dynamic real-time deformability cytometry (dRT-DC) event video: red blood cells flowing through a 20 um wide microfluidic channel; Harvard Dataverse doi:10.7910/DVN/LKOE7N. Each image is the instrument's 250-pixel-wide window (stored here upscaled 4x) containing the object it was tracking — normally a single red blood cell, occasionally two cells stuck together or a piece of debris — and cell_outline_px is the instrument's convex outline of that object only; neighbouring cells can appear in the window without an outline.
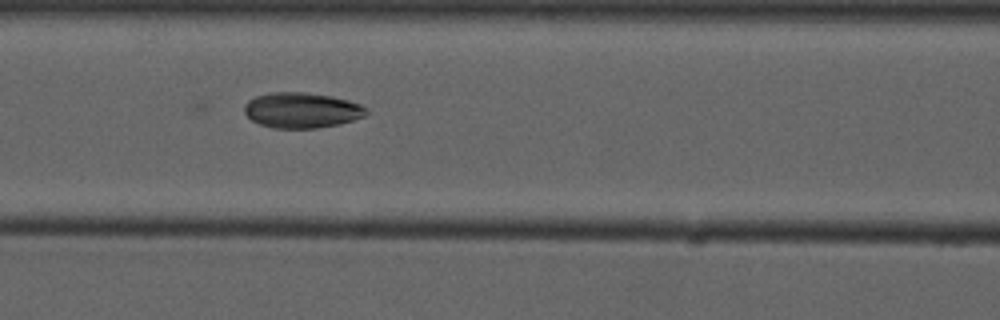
{"species": "common noctule bat (a hibernating species)", "species_latin": "Nyctalus noctula", "temperature_condition": "cold", "stored_images_in_passage": 5, "camera_frame_rate_fps": 3000, "um_per_image_px": 0.085, "animal": {"sex": "male", "forearm_length_mm": 52.5}, "frame": {"image": 1, "passage_image": 5, "time_ms": 6.333, "image_size_px": [1000, 320], "cell_outline_px": [[368, 112], [364, 116], [340, 124], [316, 128], [272, 128], [260, 124], [252, 120], [244, 112], [244, 104], [248, 100], [256, 96], [272, 92], [304, 92], [332, 96], [348, 100], [360, 104], [368, 108]], "centroid_in_image_um": [25.65, 9.37], "position_along_channel_um": 141.0, "area_um2": 25.26}}